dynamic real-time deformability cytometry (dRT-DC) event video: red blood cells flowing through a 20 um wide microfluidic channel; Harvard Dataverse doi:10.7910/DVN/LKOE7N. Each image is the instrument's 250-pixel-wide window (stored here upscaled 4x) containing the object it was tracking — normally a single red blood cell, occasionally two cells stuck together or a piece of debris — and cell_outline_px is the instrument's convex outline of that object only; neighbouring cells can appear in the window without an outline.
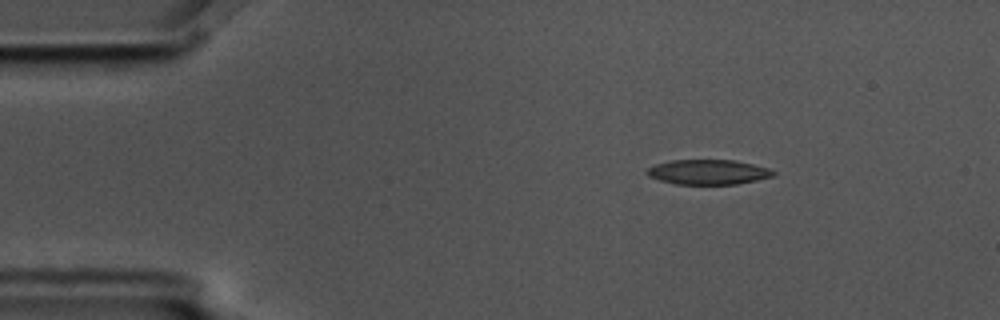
{"species": "common noctule bat (a hibernating species)", "species_latin": "Nyctalus noctula", "temperature_condition": "cold", "stored_images_in_passage": 4, "camera_frame_rate_fps": 3000, "um_per_image_px": 0.085, "animal": {"sex": "male", "body_mass_g": 17.5, "forearm_length_mm": 52.3}, "frame": {"image": 1, "passage_image": 1, "time_ms": 0.0, "image_size_px": [1000, 320], "cell_outline_px": [[776, 172], [772, 176], [756, 180], [736, 184], [676, 184], [660, 180], [648, 176], [644, 172], [648, 168], [656, 164], [672, 160], [736, 160], [768, 168]], "centroid_in_image_um": [60.17, 14.62], "position_along_channel_um": 24.8, "area_um2": 18.21}}
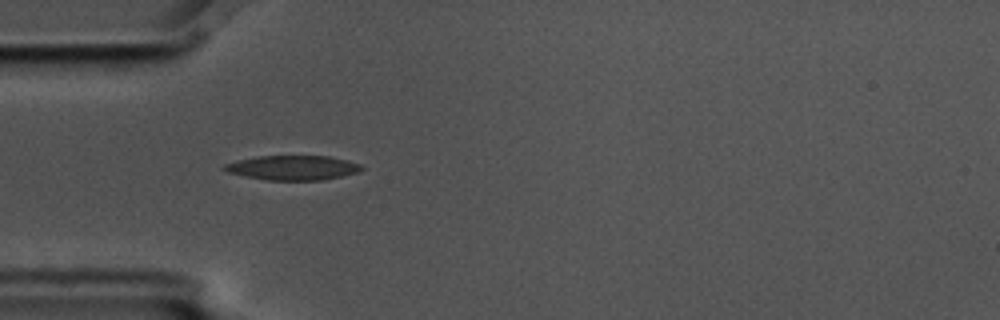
{"frame": {"image": 2, "passage_image": 3, "time_ms": 0.667, "image_size_px": [1000, 320], "cell_outline_px": [[364, 168], [360, 172], [324, 180], [268, 180], [244, 176], [228, 172], [220, 168], [224, 164], [256, 156], [328, 156], [348, 160], [360, 164]], "centroid_in_image_um": [24.91, 14.26], "position_along_channel_um": 60.1, "area_um2": 19.71}}